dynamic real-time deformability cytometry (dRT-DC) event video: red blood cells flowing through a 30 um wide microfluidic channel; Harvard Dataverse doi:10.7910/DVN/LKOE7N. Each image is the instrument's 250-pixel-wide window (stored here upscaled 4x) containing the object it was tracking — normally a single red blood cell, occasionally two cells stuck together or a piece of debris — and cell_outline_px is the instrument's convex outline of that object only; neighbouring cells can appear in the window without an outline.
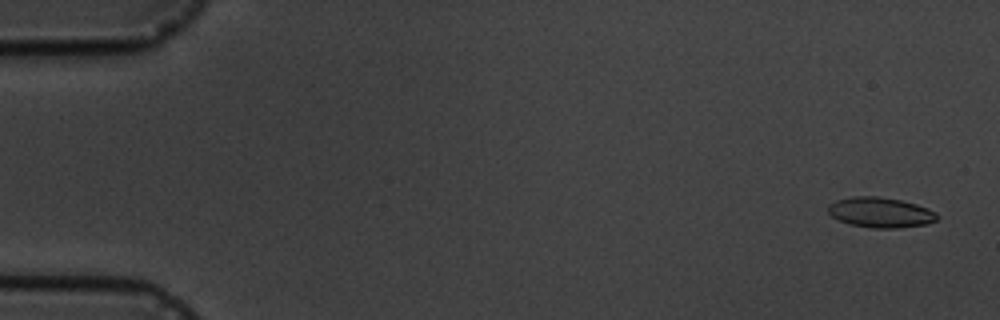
{"species": "common noctule bat (a hibernating species)", "species_latin": "Nyctalus noctula", "temperature_condition": "cold", "stored_images_in_passage": 16, "camera_frame_rate_fps": 3000, "um_per_image_px": 0.085, "animal": {"sex": "male", "body_mass_g": 19.5, "forearm_length_mm": 54.6}, "frame": {"image": 1, "passage_image": 1, "time_ms": 0.0, "image_size_px": [1000, 320], "cell_outline_px": [[940, 216], [936, 220], [928, 224], [900, 228], [872, 228], [848, 224], [832, 216], [828, 212], [828, 204], [836, 200], [852, 196], [880, 196], [900, 200], [916, 204], [928, 208], [936, 212]], "centroid_in_image_um": [74.85, 18.06], "position_along_channel_um": 10.1, "area_um2": 19.42}}
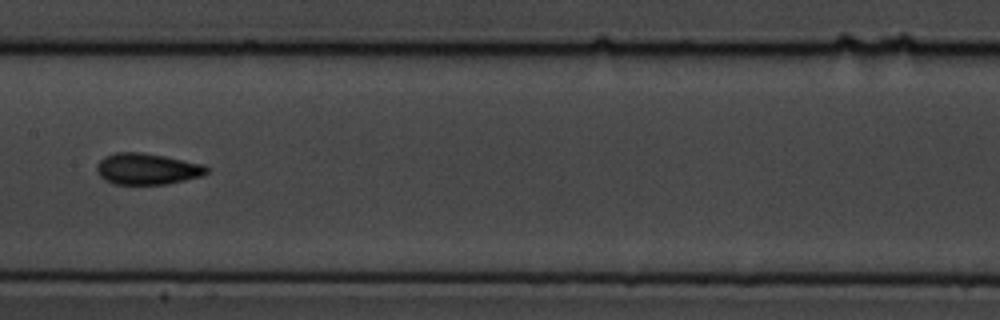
{"frame": {"image": 2, "passage_image": 8, "time_ms": 9.0, "image_size_px": [1000, 320], "cell_outline_px": [[208, 172], [200, 176], [168, 184], [112, 184], [104, 180], [100, 176], [96, 168], [96, 164], [104, 156], [116, 152], [140, 152], [164, 156], [204, 164], [208, 168]], "centroid_in_image_um": [12.48, 14.35], "position_along_channel_um": 194.9, "area_um2": 20.06}}
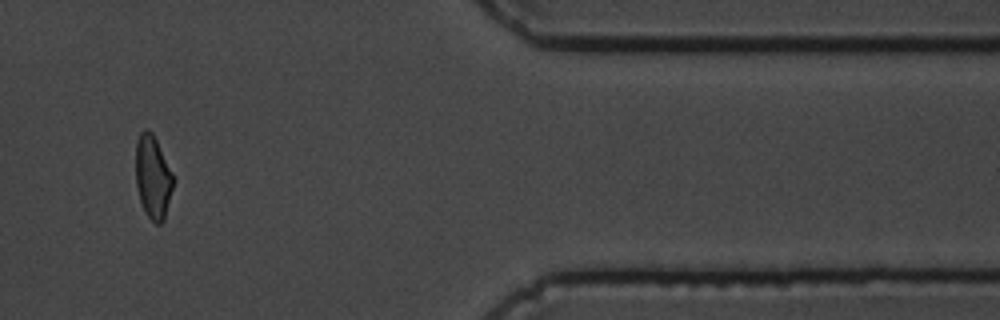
{"frame": {"image": 3, "passage_image": 14, "time_ms": 15.667, "image_size_px": [1000, 320], "cell_outline_px": [[176, 180], [164, 220], [160, 224], [156, 224], [144, 212], [140, 200], [136, 184], [136, 140], [140, 132], [144, 128], [148, 128], [152, 132]], "centroid_in_image_um": [13.01, 15.05], "position_along_channel_um": 398.4, "area_um2": 18.44}, "authors_computed_cell_mechanics": {"area_um2": 19.1318, "velocity_mm_per_s": 3.5366, "shape_relaxation_time_tau1_ms": 7.8349, "shape_relaxation_time_tau2_ms": 1.5059, "deformation_change_tau1": 0.1605, "deformation_change_tau2": 0.0744}}